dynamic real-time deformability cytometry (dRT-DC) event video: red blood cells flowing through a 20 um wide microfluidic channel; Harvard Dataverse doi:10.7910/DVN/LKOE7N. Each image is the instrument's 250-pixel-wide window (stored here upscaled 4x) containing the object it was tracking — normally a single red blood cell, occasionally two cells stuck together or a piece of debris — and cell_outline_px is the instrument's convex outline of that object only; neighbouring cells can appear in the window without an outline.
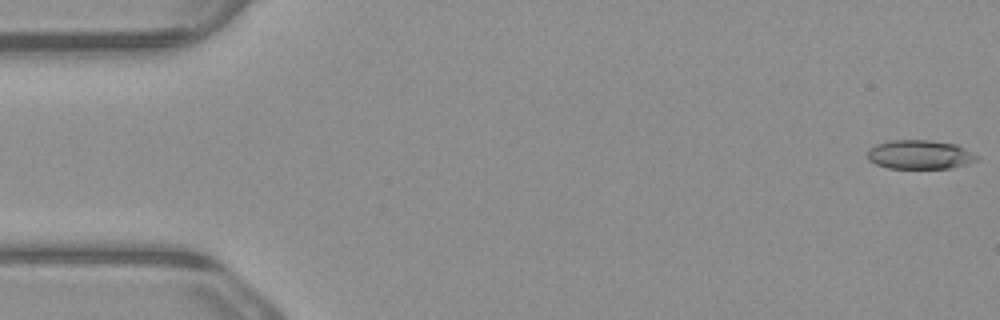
{"species": "common noctule bat (a hibernating species)", "species_latin": "Nyctalus noctula", "temperature_condition": "warm", "stored_images_in_passage": 5, "camera_frame_rate_fps": 3000, "um_per_image_px": 0.085, "animal": {"sex": "male", "body_mass_g": 23.1, "forearm_length_mm": 52.7}, "frame": {"image": 1, "passage_image": 1, "time_ms": 0.0, "image_size_px": [1000, 320], "cell_outline_px": [[980, 160], [968, 164], [952, 168], [888, 168], [876, 164], [868, 160], [868, 148], [876, 144], [892, 140], [932, 140], [956, 144], [980, 156]], "centroid_in_image_um": [78.22, 13.14], "position_along_channel_um": 6.8, "area_um2": 18.73}}
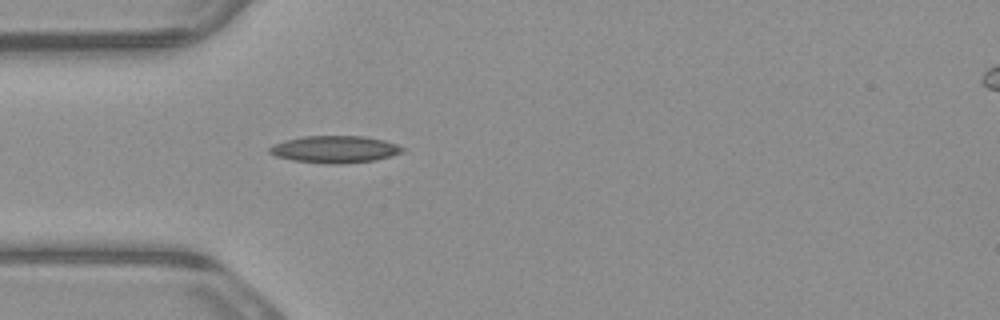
{"frame": {"image": 2, "passage_image": 5, "time_ms": 1.333, "image_size_px": [1000, 320], "cell_outline_px": [[404, 152], [392, 156], [376, 160], [340, 164], [328, 164], [292, 160], [276, 156], [268, 152], [268, 148], [272, 144], [304, 136], [364, 136], [384, 140], [396, 144], [404, 148]], "centroid_in_image_um": [28.47, 12.69], "position_along_channel_um": 56.5, "area_um2": 21.04}}